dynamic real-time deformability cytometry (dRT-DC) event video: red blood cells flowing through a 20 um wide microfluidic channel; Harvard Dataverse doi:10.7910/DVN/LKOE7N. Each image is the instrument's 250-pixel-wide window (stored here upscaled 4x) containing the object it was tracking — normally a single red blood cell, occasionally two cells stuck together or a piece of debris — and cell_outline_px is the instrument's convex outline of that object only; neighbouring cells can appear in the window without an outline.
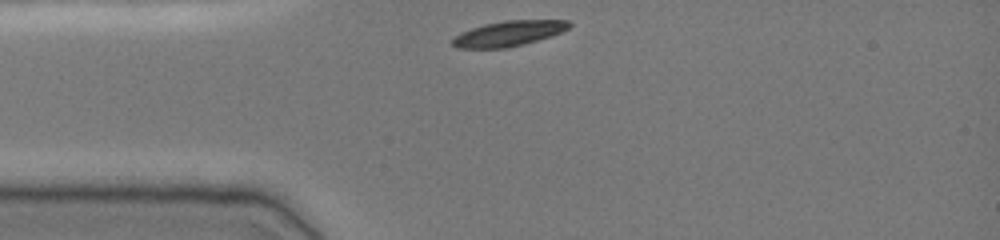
{"species": "common noctule bat (a hibernating species)", "species_latin": "Nyctalus noctula", "temperature_condition": "cold", "stored_images_in_passage": 31, "camera_frame_rate_fps": 3000, "um_per_image_px": 0.085, "animal": {"sex": "female", "body_mass_g": 19.0, "forearm_length_mm": 51.5}, "frame": {"image": 1, "passage_image": 1, "time_ms": 0.0, "image_size_px": [1000, 240], "cell_outline_px": [[572, 24], [568, 28], [560, 32], [524, 44], [508, 48], [456, 48], [452, 44], [452, 40], [460, 32], [484, 24], [504, 20], [568, 20]], "centroid_in_image_um": [43.2, 2.84], "position_along_channel_um": 41.8, "area_um2": 17.05}}
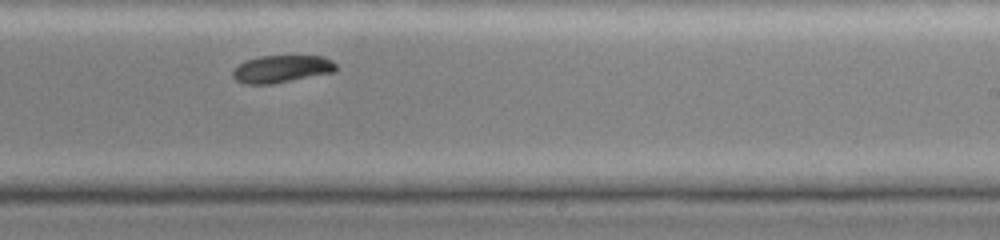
{"frame": {"image": 2, "passage_image": 20, "time_ms": 6.333, "image_size_px": [1000, 240], "cell_outline_px": [[336, 72], [272, 84], [244, 84], [236, 80], [232, 76], [232, 72], [240, 64], [248, 60], [260, 56], [324, 56], [332, 60], [336, 64]], "centroid_in_image_um": [23.98, 5.87], "position_along_channel_um": 265.0, "area_um2": 16.47}}
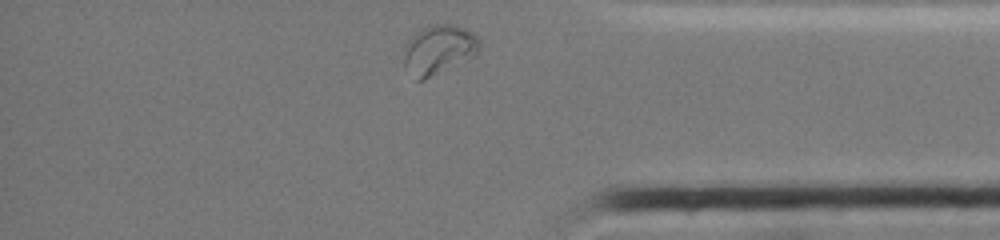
{"frame": {"image": 3, "passage_image": 31, "time_ms": 10.0, "image_size_px": [1000, 240], "cell_outline_px": [[480, 48], [472, 56], [424, 80], [416, 80], [404, 68], [404, 56], [408, 40], [416, 32], [428, 24], [448, 24], [464, 28], [472, 32], [480, 40]], "centroid_in_image_um": [37.26, 4.21], "position_along_channel_um": 397.9, "area_um2": 21.44}, "authors_computed_cell_mechanics": {"area_um2": 17.2244, "velocity_mm_per_s": 3.7748, "shape_relaxation_time_tau1_ms": 1.7701, "shape_relaxation_time_tau2_ms": null, "deformation_change_tau1": 0.0918, "deformation_change_tau2": null}}